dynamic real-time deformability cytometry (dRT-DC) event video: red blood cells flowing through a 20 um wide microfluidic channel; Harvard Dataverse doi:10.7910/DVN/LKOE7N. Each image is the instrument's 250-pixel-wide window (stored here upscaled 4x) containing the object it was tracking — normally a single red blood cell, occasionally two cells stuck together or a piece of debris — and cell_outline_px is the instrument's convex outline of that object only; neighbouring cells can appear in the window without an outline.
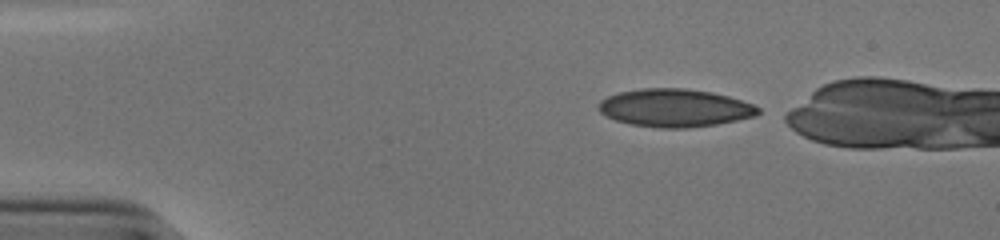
{"species": "human", "species_latin": "Homo sapiens", "temperature_condition": "cold", "stored_images_in_passage": 41, "camera_frame_rate_fps": 3000, "um_per_image_px": 0.085, "donor": {"sex": "male"}, "frame": {"image": 1, "passage_image": 1, "time_ms": 0.0, "image_size_px": [1000, 240], "cell_outline_px": [[760, 112], [756, 116], [716, 124], [688, 128], [660, 128], [632, 124], [616, 120], [600, 112], [596, 108], [596, 104], [600, 100], [608, 96], [620, 92], [640, 88], [684, 88], [712, 92], [728, 96], [752, 104], [760, 108]], "centroid_in_image_um": [57.34, 9.17], "position_along_channel_um": 27.7, "area_um2": 35.26}}
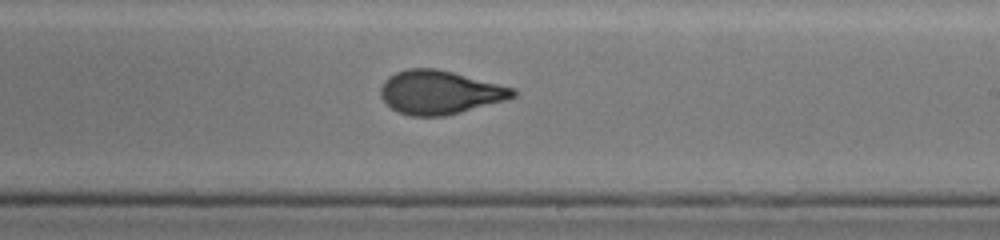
{"frame": {"image": 2, "passage_image": 24, "time_ms": 7.667, "image_size_px": [1000, 240], "cell_outline_px": [[516, 96], [504, 100], [460, 112], [444, 116], [412, 116], [400, 112], [392, 108], [380, 96], [380, 88], [384, 80], [388, 76], [396, 72], [408, 68], [436, 68], [516, 88]], "centroid_in_image_um": [37.36, 7.83], "position_along_channel_um": 251.6, "area_um2": 33.41}}
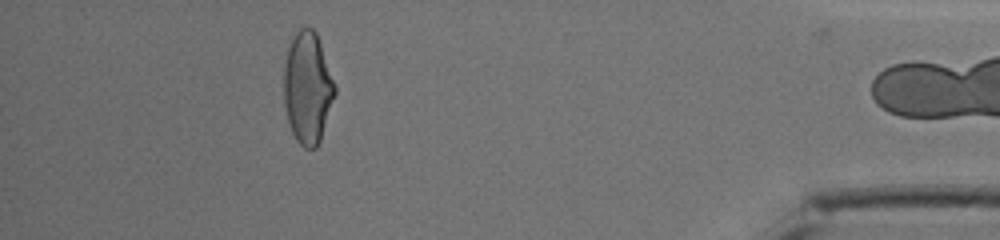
{"frame": {"image": 3, "passage_image": 40, "time_ms": 13.0, "image_size_px": [1000, 240], "cell_outline_px": [[336, 92], [320, 140], [316, 148], [304, 148], [296, 140], [292, 132], [288, 120], [284, 104], [284, 64], [288, 48], [296, 32], [300, 28], [312, 28], [316, 32], [336, 84]], "centroid_in_image_um": [26.15, 7.47], "position_along_channel_um": 409.0, "area_um2": 33.06}}